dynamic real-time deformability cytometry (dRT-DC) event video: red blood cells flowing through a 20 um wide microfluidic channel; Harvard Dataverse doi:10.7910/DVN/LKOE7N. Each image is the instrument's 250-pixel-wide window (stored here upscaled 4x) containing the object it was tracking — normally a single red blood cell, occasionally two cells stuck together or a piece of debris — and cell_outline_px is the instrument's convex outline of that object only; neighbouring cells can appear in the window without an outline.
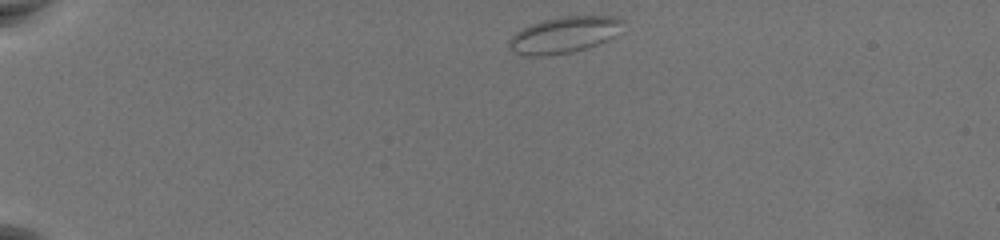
{"species": "common noctule bat (a hibernating species)", "species_latin": "Nyctalus noctula", "temperature_condition": "warm", "stored_images_in_passage": 46, "camera_frame_rate_fps": 3000, "um_per_image_px": 0.085, "animal": {"sex": "female", "body_mass_g": 19.5, "forearm_length_mm": 54.1}, "frame": {"image": 1, "passage_image": 1, "time_ms": 0.0, "image_size_px": [1000, 240], "cell_outline_px": [[620, 20], [612, 36], [608, 40], [572, 52], [544, 56], [524, 56], [516, 52], [512, 48], [508, 40], [516, 32], [532, 24], [544, 20], [560, 16], [616, 16]], "centroid_in_image_um": [47.86, 2.97], "position_along_channel_um": 37.1, "area_um2": 23.24}}
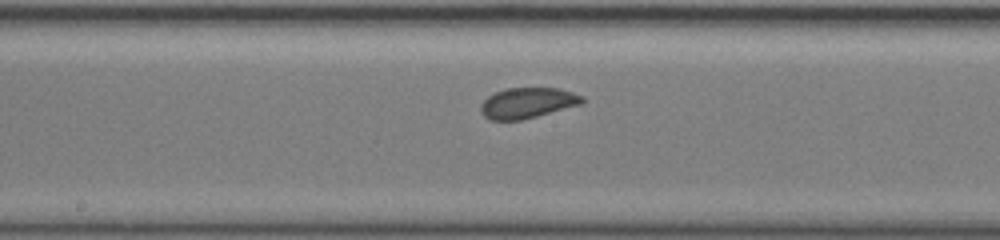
{"frame": {"image": 2, "passage_image": 21, "time_ms": 6.667, "image_size_px": [1000, 240], "cell_outline_px": [[584, 104], [520, 120], [492, 120], [484, 116], [480, 112], [480, 104], [488, 96], [504, 88], [560, 88], [584, 96]], "centroid_in_image_um": [44.85, 8.74], "position_along_channel_um": 203.3, "area_um2": 18.21}}
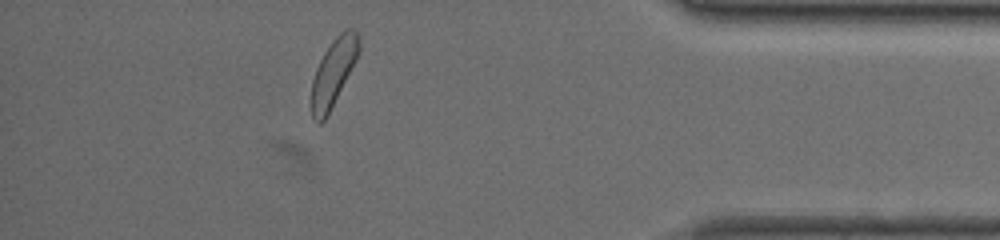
{"frame": {"image": 3, "passage_image": 40, "time_ms": 13.0, "image_size_px": [1000, 240], "cell_outline_px": [[360, 52], [356, 60], [324, 120], [320, 124], [316, 124], [312, 116], [312, 80], [316, 68], [324, 52], [332, 40], [344, 28], [352, 28], [356, 32], [360, 44]], "centroid_in_image_um": [28.34, 6.11], "position_along_channel_um": 406.9, "area_um2": 18.21}, "authors_computed_cell_mechanics": {"area_um2": 18.5249, "velocity_mm_per_s": 3.6796, "shape_relaxation_time_tau1_ms": 7.6199, "shape_relaxation_time_tau2_ms": 2.2127, "deformation_change_tau1": 0.0825, "deformation_change_tau2": 0.063}}